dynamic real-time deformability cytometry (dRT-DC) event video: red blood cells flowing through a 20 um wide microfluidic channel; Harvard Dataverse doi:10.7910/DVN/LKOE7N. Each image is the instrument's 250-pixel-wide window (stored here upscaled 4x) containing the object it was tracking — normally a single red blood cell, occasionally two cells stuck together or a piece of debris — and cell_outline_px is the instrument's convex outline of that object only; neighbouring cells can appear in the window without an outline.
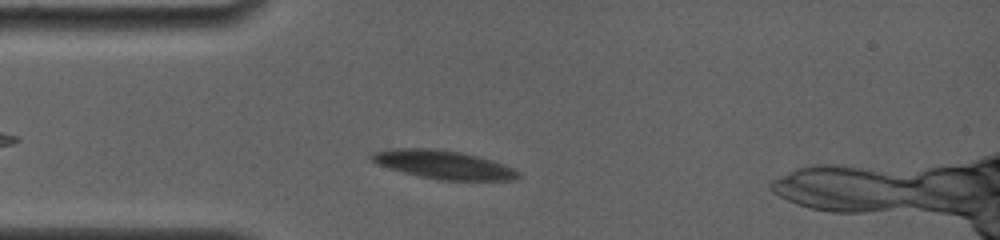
{"species": "common noctule bat (a hibernating species)", "species_latin": "Nyctalus noctula", "temperature_condition": "room temperature", "stored_images_in_passage": 31, "camera_frame_rate_fps": 4000, "um_per_image_px": 0.085, "animal": {"sex": "female", "body_mass_g": 19.0, "forearm_length_mm": 56.7}, "frame": {"image": 1, "passage_image": 5, "time_ms": 1.75, "image_size_px": [1000, 240], "cell_outline_px": [[520, 176], [516, 180], [440, 180], [420, 176], [404, 172], [376, 164], [368, 156], [372, 152], [388, 148], [428, 148], [460, 152], [492, 160], [504, 164], [520, 172]], "centroid_in_image_um": [37.67, 13.99], "position_along_channel_um": 47.3, "area_um2": 24.28}}
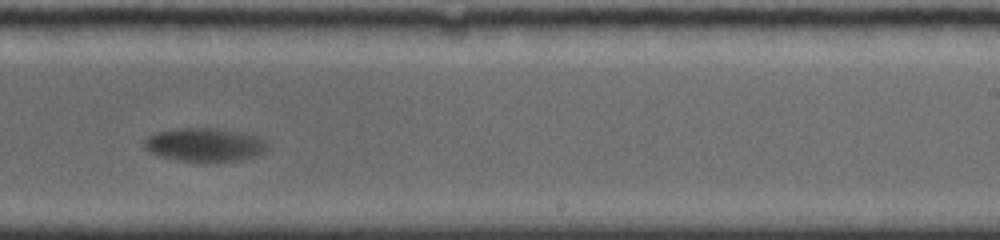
{"frame": {"image": 2, "passage_image": 18, "time_ms": 8.5, "image_size_px": [1000, 240], "cell_outline_px": [[268, 148], [264, 152], [256, 156], [240, 160], [208, 164], [180, 160], [160, 156], [148, 152], [144, 148], [144, 140], [148, 136], [156, 132], [176, 128], [220, 128], [240, 132], [256, 136], [268, 140]], "centroid_in_image_um": [17.42, 12.32], "position_along_channel_um": 271.6, "area_um2": 24.8}}
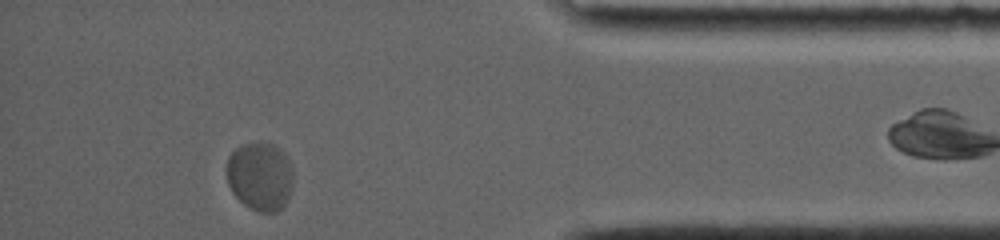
{"frame": {"image": 3, "passage_image": 29, "time_ms": 13.25, "image_size_px": [1000, 240], "cell_outline_px": [[292, 188], [288, 200], [276, 212], [260, 212], [248, 208], [232, 192], [228, 184], [224, 168], [228, 156], [236, 148], [244, 144], [272, 144], [284, 152], [292, 168]], "centroid_in_image_um": [22.08, 15.01], "position_along_channel_um": 413.1, "area_um2": 26.7}, "authors_computed_cell_mechanics": {"area_um2": 24.565, "velocity_mm_per_s": 3.4707, "shape_relaxation_time_tau1_ms": 3.3484, "shape_relaxation_time_tau2_ms": null, "deformation_change_tau1": 0.1192, "deformation_change_tau2": null}}